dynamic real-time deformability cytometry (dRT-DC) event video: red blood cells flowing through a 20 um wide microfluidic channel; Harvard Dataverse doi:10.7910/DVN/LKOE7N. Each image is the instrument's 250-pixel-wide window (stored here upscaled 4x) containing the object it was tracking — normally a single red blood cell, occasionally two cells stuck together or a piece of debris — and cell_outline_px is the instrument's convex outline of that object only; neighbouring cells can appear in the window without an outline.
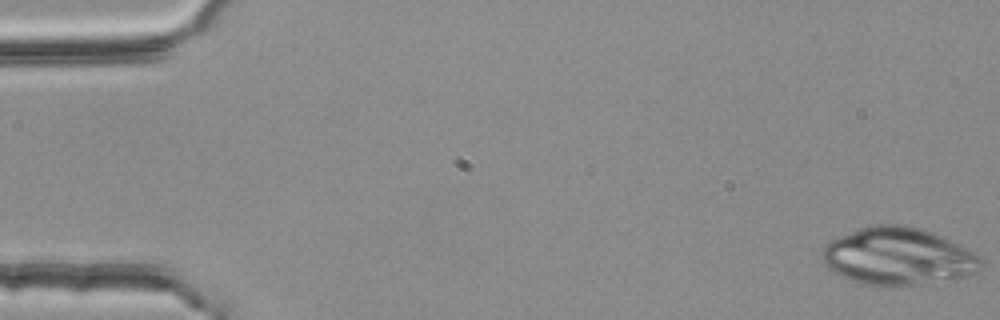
{"species": "common noctule bat (a hibernating species)", "species_latin": "Nyctalus noctula", "temperature_condition": "room temperature", "stored_images_in_passage": 3, "camera_frame_rate_fps": 3000, "um_per_image_px": 0.085, "animal": {"sex": "female", "body_mass_g": 25.1}, "frame": {"image": 1, "passage_image": 1, "time_ms": 0.0, "image_size_px": [1000, 320], "cell_outline_px": [[984, 264], [980, 272], [964, 276], [924, 284], [892, 288], [864, 284], [852, 280], [828, 268], [824, 264], [820, 252], [824, 244], [840, 236], [860, 228], [876, 224], [900, 224], [920, 228], [932, 232], [980, 256], [984, 260]], "centroid_in_image_um": [76.34, 21.81], "position_along_channel_um": 8.7, "area_um2": 53.35}}